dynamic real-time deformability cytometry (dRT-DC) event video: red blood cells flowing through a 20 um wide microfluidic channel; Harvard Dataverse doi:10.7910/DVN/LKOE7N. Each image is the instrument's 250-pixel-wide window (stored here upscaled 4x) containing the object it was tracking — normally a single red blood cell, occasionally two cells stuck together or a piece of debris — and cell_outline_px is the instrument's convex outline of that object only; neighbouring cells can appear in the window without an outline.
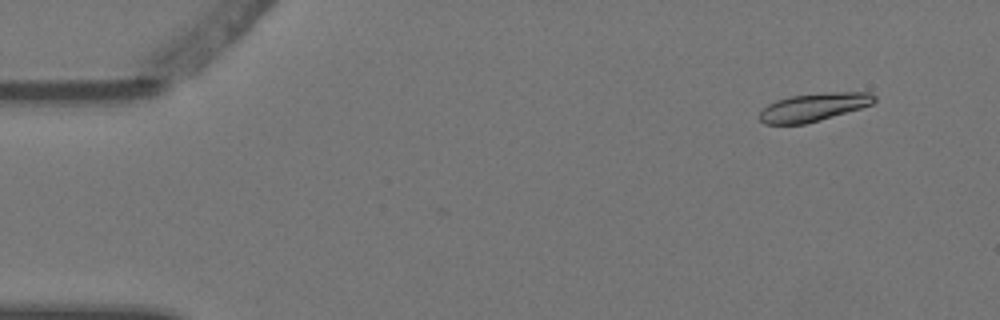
{"species": "Egyptian fruit bat (a non-hibernating species)", "species_latin": "Rousettus aegyptiacus", "temperature_condition": "warm", "stored_images_in_passage": 4, "camera_frame_rate_fps": 3000, "um_per_image_px": 0.085, "animal": {"sex": "female"}, "frame": {"image": 1, "passage_image": 1, "time_ms": 0.0, "image_size_px": [1000, 320], "cell_outline_px": [[876, 100], [872, 104], [860, 108], [820, 120], [804, 124], [764, 124], [760, 120], [760, 112], [768, 104], [776, 100], [792, 96], [828, 92], [872, 92], [876, 96]], "centroid_in_image_um": [69.18, 9.1], "position_along_channel_um": 15.8, "area_um2": 18.67}}
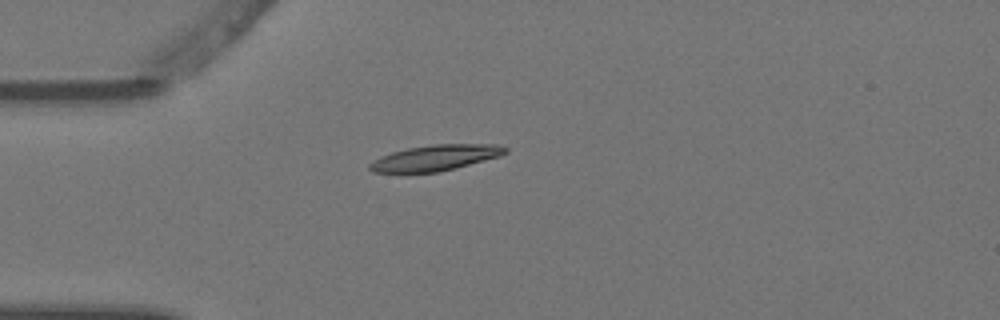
{"frame": {"image": 2, "passage_image": 4, "time_ms": 1.0, "image_size_px": [1000, 320], "cell_outline_px": [[508, 152], [500, 156], [440, 172], [372, 172], [368, 168], [368, 164], [380, 156], [392, 152], [408, 148], [432, 144], [500, 144], [508, 148]], "centroid_in_image_um": [37.03, 13.4], "position_along_channel_um": 48.0, "area_um2": 20.35}}